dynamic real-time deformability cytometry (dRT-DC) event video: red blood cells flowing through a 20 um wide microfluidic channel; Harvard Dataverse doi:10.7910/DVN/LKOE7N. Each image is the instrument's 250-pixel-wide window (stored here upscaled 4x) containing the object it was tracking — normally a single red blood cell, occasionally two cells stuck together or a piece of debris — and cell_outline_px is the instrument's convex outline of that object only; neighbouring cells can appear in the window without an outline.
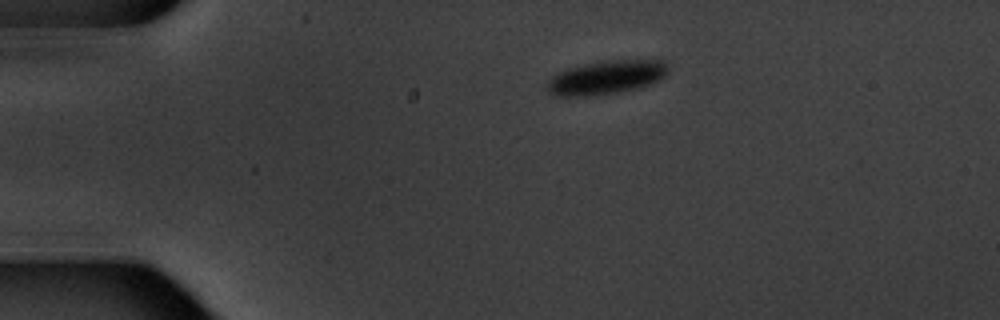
{"species": "common noctule bat (a hibernating species)", "species_latin": "Nyctalus noctula", "temperature_condition": "warm", "stored_images_in_passage": 7, "camera_frame_rate_fps": 3000, "um_per_image_px": 0.085, "animal": {"sex": "male", "body_mass_g": 20.1, "forearm_length_mm": 53.5}, "frame": {"image": 1, "passage_image": 1, "time_ms": 0.0, "image_size_px": [1000, 320], "cell_outline_px": [[668, 72], [660, 80], [636, 88], [620, 92], [592, 96], [556, 96], [548, 92], [548, 80], [552, 76], [568, 68], [584, 64], [604, 60], [668, 60]], "centroid_in_image_um": [51.56, 6.57], "position_along_channel_um": 33.4, "area_um2": 23.87}}
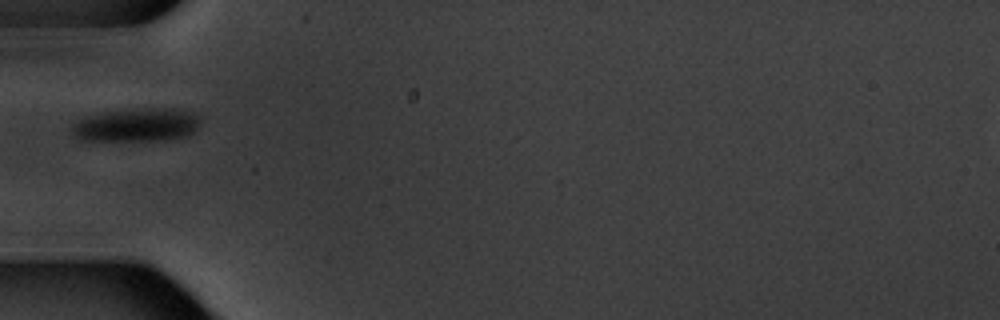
{"frame": {"image": 2, "passage_image": 3, "time_ms": 2.667, "image_size_px": [1000, 320], "cell_outline_px": [[200, 124], [196, 132], [188, 136], [164, 140], [80, 140], [72, 132], [72, 124], [76, 120], [84, 116], [100, 112], [140, 108], [176, 108], [196, 112], [200, 116]], "centroid_in_image_um": [11.67, 10.6], "position_along_channel_um": 73.3, "area_um2": 25.61}}